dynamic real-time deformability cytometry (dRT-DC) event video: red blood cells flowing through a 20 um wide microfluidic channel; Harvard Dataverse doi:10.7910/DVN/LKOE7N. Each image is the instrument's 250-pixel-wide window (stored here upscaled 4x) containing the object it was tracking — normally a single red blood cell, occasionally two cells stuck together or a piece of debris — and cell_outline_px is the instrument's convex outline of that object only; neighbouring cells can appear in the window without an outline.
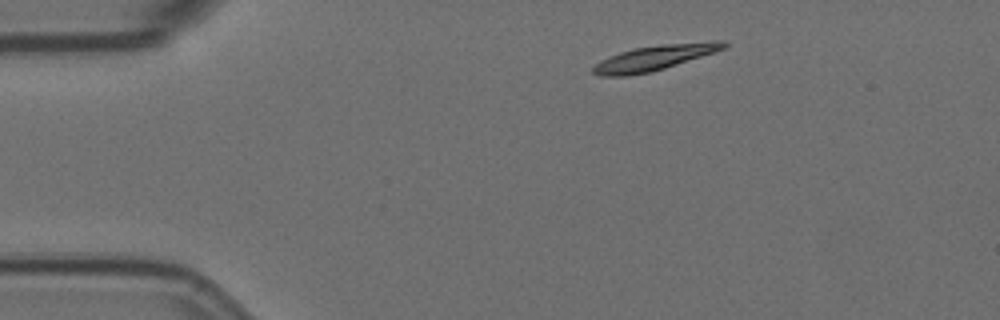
{"species": "Egyptian fruit bat (a non-hibernating species)", "species_latin": "Rousettus aegyptiacus", "temperature_condition": "room temperature", "stored_images_in_passage": 5, "segment_of_instrument_passage": [2, 2], "camera_frame_rate_fps": 3000, "um_per_image_px": 0.085, "animal": {"sex": "female"}, "frame": {"image": 1, "passage_image": 5, "time_ms": 1.333, "image_size_px": [1000, 320], "cell_outline_px": [[728, 44], [724, 48], [716, 52], [652, 72], [628, 76], [600, 76], [592, 72], [592, 68], [600, 60], [608, 56], [620, 52], [636, 48], [660, 44], [712, 40], [728, 40]], "centroid_in_image_um": [55.68, 4.9], "position_along_channel_um": 29.3, "area_um2": 19.48}}